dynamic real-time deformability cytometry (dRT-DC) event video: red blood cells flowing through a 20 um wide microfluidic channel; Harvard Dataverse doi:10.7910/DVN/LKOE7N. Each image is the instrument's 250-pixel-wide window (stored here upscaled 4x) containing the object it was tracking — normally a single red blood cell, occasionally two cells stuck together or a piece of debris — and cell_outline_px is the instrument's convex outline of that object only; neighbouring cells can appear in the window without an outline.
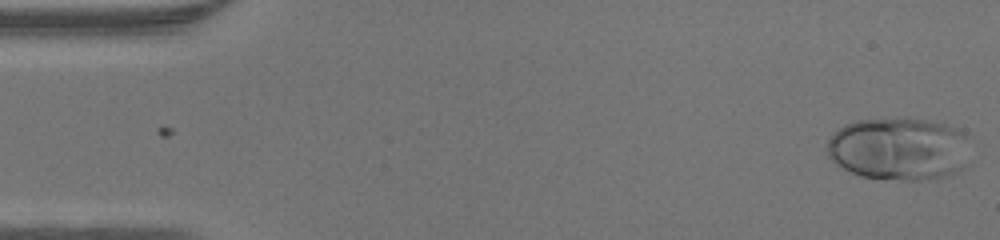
{"species": "human", "species_latin": "Homo sapiens", "temperature_condition": "warm", "stored_images_in_passage": 43, "camera_frame_rate_fps": 3000, "um_per_image_px": 0.085, "donor": {"sex": "male"}, "frame": {"image": 1, "passage_image": 1, "time_ms": 0.0, "image_size_px": [1000, 240], "cell_outline_px": [[964, 164], [956, 172], [948, 176], [920, 180], [908, 180], [860, 176], [836, 164], [828, 156], [828, 140], [832, 132], [844, 124], [856, 120], [928, 120], [960, 128], [964, 132]], "centroid_in_image_um": [76.33, 12.66], "position_along_channel_um": 8.7, "area_um2": 51.38}}
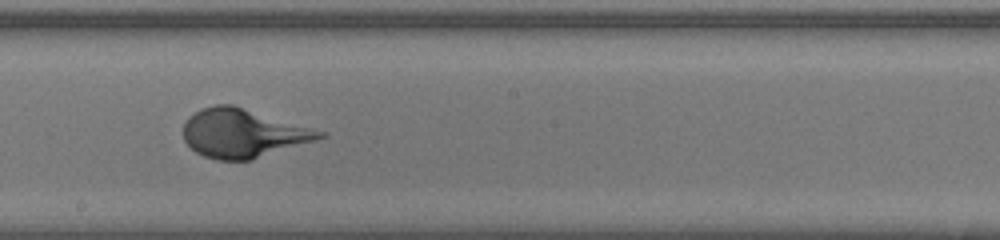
{"frame": {"image": 2, "passage_image": 25, "time_ms": 8.0, "image_size_px": [1000, 240], "cell_outline_px": [[328, 136], [316, 140], [252, 160], [216, 160], [204, 156], [196, 152], [184, 140], [184, 120], [188, 116], [200, 108], [216, 104], [232, 104], [328, 132]], "centroid_in_image_um": [20.67, 11.31], "position_along_channel_um": 227.5, "area_um2": 38.96}}
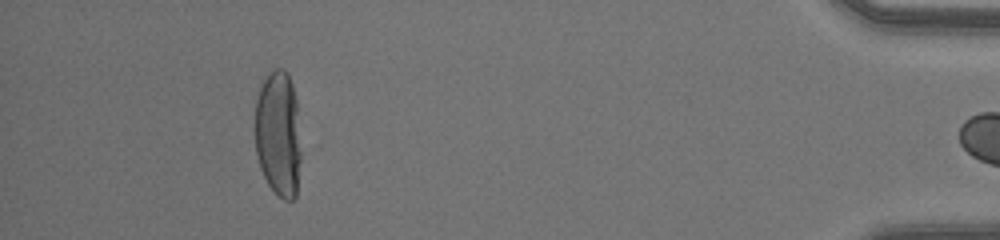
{"frame": {"image": 3, "passage_image": 42, "time_ms": 13.667, "image_size_px": [1000, 240], "cell_outline_px": [[300, 160], [296, 196], [292, 200], [284, 200], [276, 196], [268, 184], [260, 168], [256, 152], [256, 100], [260, 88], [268, 72], [272, 68], [284, 68], [288, 72], [292, 84], [296, 100], [300, 152]], "centroid_in_image_um": [23.65, 11.38], "position_along_channel_um": 411.5, "area_um2": 33.81}}